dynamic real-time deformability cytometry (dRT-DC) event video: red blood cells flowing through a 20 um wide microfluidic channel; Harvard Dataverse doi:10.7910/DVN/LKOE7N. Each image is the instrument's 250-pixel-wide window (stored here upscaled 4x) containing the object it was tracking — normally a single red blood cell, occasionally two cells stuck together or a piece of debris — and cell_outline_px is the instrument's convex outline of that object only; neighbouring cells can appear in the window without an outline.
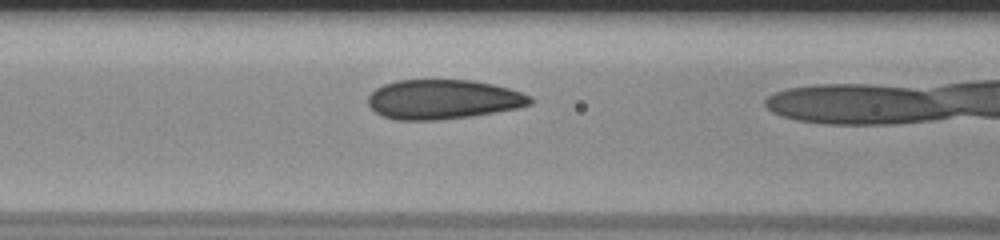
{"species": "human", "species_latin": "Homo sapiens", "temperature_condition": "room temperature", "stored_images_in_passage": 5, "camera_frame_rate_fps": 3000, "um_per_image_px": 0.085, "donor": {"sex": "male"}, "frame": {"image": 1, "passage_image": 4, "time_ms": 1.0, "image_size_px": [1000, 240], "cell_outline_px": [[532, 104], [520, 108], [472, 116], [440, 120], [396, 120], [384, 116], [376, 112], [368, 104], [368, 96], [376, 88], [384, 84], [396, 80], [472, 80], [492, 84], [508, 88], [532, 96]], "centroid_in_image_um": [37.68, 8.45], "position_along_channel_um": 128.9, "area_um2": 37.45}}